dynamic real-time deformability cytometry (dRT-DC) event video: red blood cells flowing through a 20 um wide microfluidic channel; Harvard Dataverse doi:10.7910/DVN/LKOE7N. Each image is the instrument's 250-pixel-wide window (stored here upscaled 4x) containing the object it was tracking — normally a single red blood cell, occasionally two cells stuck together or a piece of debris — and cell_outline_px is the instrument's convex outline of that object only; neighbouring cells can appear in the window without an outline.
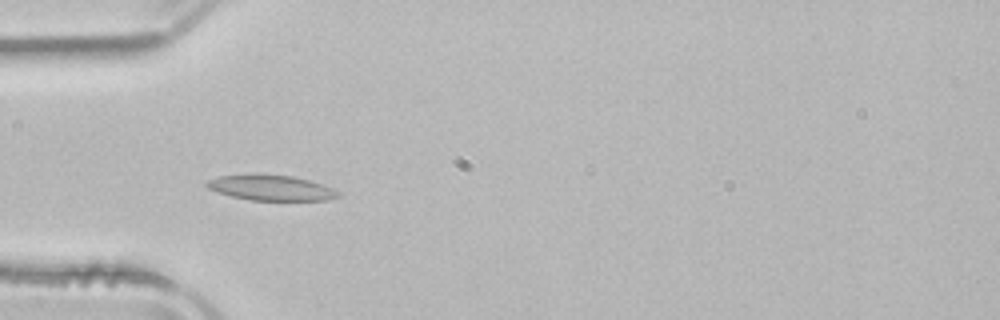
{"species": "common noctule bat (a hibernating species)", "species_latin": "Nyctalus noctula", "temperature_condition": "room temperature", "stored_images_in_passage": 39, "camera_frame_rate_fps": 3000, "um_per_image_px": 0.085, "animal": {"sex": "male", "body_mass_g": 21.5, "forearm_length_mm": 52.0}, "frame": {"image": 1, "passage_image": 3, "time_ms": 0.667, "image_size_px": [1000, 320], "cell_outline_px": [[340, 196], [328, 200], [248, 200], [232, 196], [208, 188], [204, 184], [208, 180], [220, 176], [292, 176], [308, 180], [332, 188], [340, 192]], "centroid_in_image_um": [23.08, 16.0], "position_along_channel_um": 61.9, "area_um2": 18.61}}
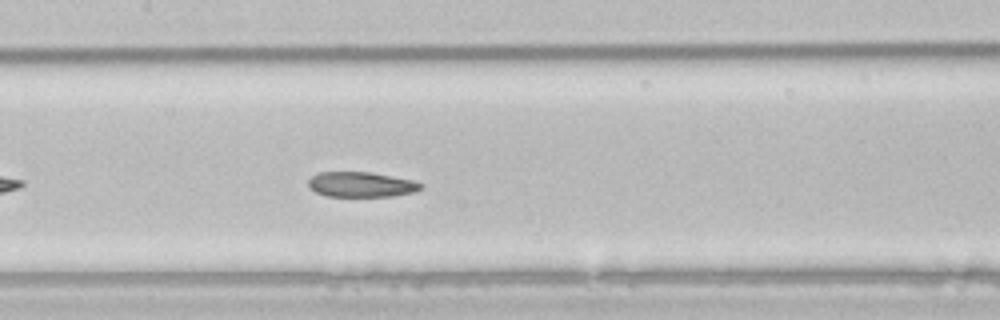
{"frame": {"image": 2, "passage_image": 12, "time_ms": 3.667, "image_size_px": [1000, 320], "cell_outline_px": [[424, 188], [412, 192], [392, 196], [324, 196], [316, 192], [308, 184], [308, 180], [312, 176], [320, 172], [372, 172], [412, 180], [424, 184]], "centroid_in_image_um": [30.72, 15.68], "position_along_channel_um": 176.7, "area_um2": 16.42}}
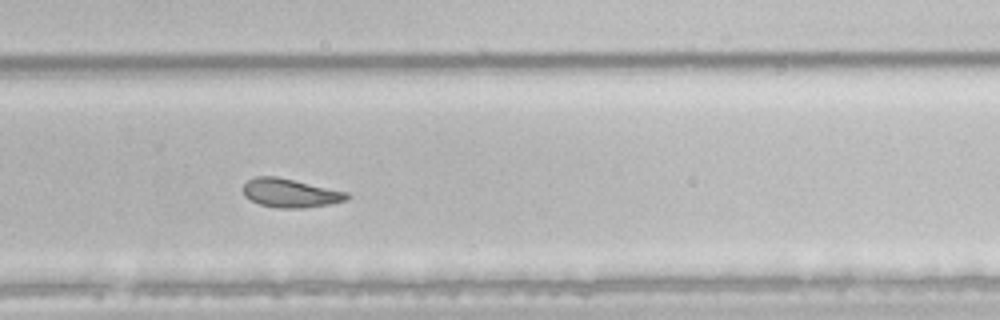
{"frame": {"image": 3, "passage_image": 22, "time_ms": 7.0, "image_size_px": [1000, 320], "cell_outline_px": [[348, 200], [328, 204], [304, 208], [276, 208], [260, 204], [244, 196], [244, 184], [248, 180], [256, 176], [276, 176], [348, 192]], "centroid_in_image_um": [24.67, 16.41], "position_along_channel_um": 305.1, "area_um2": 17.22}, "authors_computed_cell_mechanics": {"area_um2": 18.2648, "velocity_mm_per_s": 3.8698, "shape_relaxation_time_tau1_ms": null, "shape_relaxation_time_tau2_ms": 3.7349, "deformation_change_tau1": null, "deformation_change_tau2": 0.0867}}